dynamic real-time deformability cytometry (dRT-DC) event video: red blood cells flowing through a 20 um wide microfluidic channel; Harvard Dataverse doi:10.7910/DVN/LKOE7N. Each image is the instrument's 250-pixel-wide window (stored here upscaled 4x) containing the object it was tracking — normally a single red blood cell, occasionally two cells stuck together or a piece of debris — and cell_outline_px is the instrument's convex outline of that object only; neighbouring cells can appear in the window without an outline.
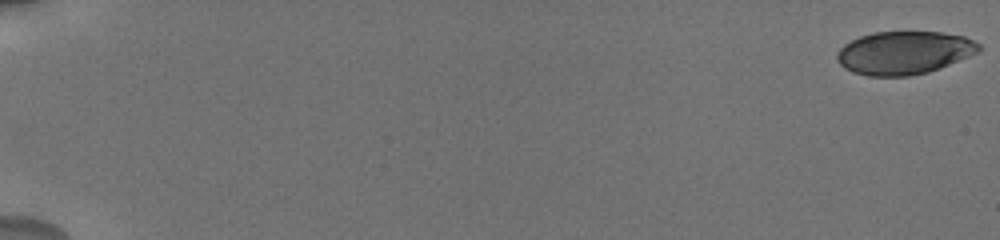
{"species": "human", "species_latin": "Homo sapiens", "temperature_condition": "cold", "stored_images_in_passage": 40, "camera_frame_rate_fps": 3000, "um_per_image_px": 0.085, "donor": {"sex": "male"}, "frame": {"image": 1, "passage_image": 1, "time_ms": 0.0, "image_size_px": [1000, 240], "cell_outline_px": [[980, 52], [928, 72], [908, 76], [868, 76], [852, 72], [844, 68], [836, 60], [836, 52], [844, 44], [860, 36], [872, 32], [940, 32], [964, 36], [980, 44]], "centroid_in_image_um": [76.82, 4.48], "position_along_channel_um": 8.2, "area_um2": 35.66}}
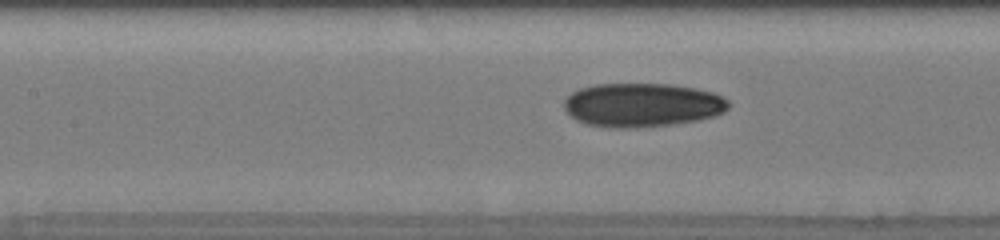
{"frame": {"image": 2, "passage_image": 21, "time_ms": 9.333, "image_size_px": [1000, 240], "cell_outline_px": [[732, 104], [724, 112], [716, 116], [700, 120], [672, 124], [636, 128], [608, 128], [584, 124], [576, 120], [564, 108], [564, 100], [572, 92], [580, 88], [596, 84], [672, 84], [696, 88], [712, 92], [724, 96]], "centroid_in_image_um": [54.62, 8.93], "position_along_channel_um": 152.8, "area_um2": 42.54}}
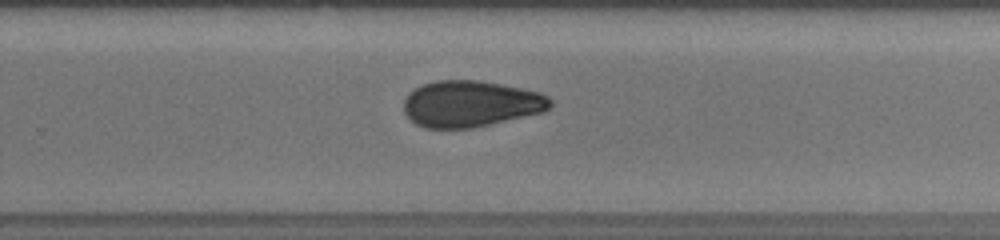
{"frame": {"image": 3, "passage_image": 29, "time_ms": 13.0, "image_size_px": [1000, 240], "cell_outline_px": [[552, 104], [544, 112], [472, 128], [424, 128], [416, 124], [404, 112], [404, 100], [416, 88], [424, 84], [436, 80], [476, 80], [520, 88], [540, 92], [548, 96], [552, 100]], "centroid_in_image_um": [40.03, 8.83], "position_along_channel_um": 289.8, "area_um2": 39.25}, "authors_computed_cell_mechanics": {"area_um2": 38.9572, "velocity_mm_per_s": 3.7468, "shape_relaxation_time_tau1_ms": 7.3534, "shape_relaxation_time_tau2_ms": 2.8668, "deformation_change_tau1": 0.1433, "deformation_change_tau2": 0.0745}}